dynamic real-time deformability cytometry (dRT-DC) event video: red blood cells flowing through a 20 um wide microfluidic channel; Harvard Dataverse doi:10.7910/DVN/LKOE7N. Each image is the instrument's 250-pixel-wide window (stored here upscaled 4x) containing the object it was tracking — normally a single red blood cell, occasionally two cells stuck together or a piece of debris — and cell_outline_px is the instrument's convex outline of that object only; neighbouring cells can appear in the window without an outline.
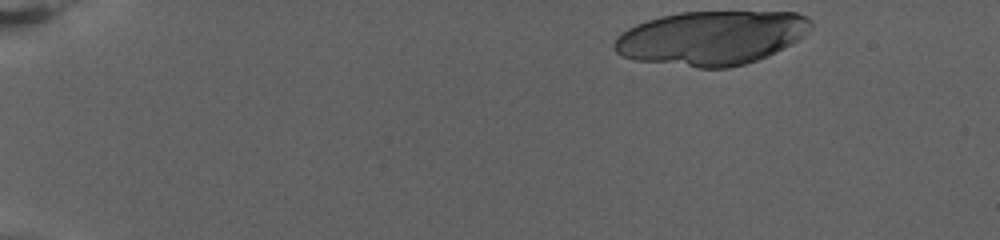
{"species": "human", "species_latin": "Homo sapiens", "temperature_condition": "warm", "stored_images_in_passage": 21, "camera_frame_rate_fps": 3000, "um_per_image_px": 0.085, "donor": {"sex": "female"}, "frame": {"image": 1, "passage_image": 1, "time_ms": 0.0, "image_size_px": [1000, 240], "cell_outline_px": [[812, 28], [804, 36], [792, 44], [768, 56], [744, 64], [728, 68], [696, 68], [636, 60], [624, 56], [616, 52], [612, 48], [612, 44], [616, 36], [628, 28], [636, 24], [660, 16], [680, 12], [796, 12], [812, 20]], "centroid_in_image_um": [60.47, 3.22], "position_along_channel_um": 24.5, "area_um2": 62.25}}